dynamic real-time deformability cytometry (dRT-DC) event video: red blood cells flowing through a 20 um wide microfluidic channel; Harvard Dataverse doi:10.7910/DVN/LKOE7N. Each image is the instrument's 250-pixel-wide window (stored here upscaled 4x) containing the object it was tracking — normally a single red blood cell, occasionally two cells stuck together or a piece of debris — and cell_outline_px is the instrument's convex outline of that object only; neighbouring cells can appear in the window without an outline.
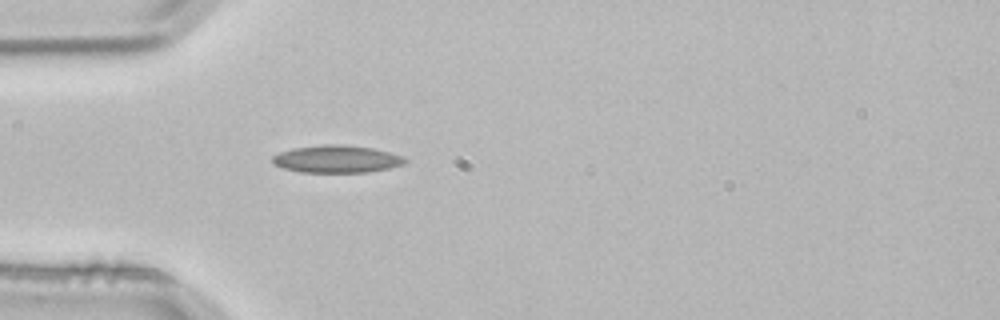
{"species": "common noctule bat (a hibernating species)", "species_latin": "Nyctalus noctula", "temperature_condition": "room temperature", "stored_images_in_passage": 1, "camera_frame_rate_fps": 3000, "um_per_image_px": 0.085, "animal": {"sex": "male", "body_mass_g": 21.5, "forearm_length_mm": 52.0}, "frame": {"image": 1, "passage_image": 1, "time_ms": 0.0, "image_size_px": [1000, 320], "cell_outline_px": [[408, 160], [404, 164], [388, 168], [368, 172], [300, 172], [284, 168], [272, 164], [272, 156], [280, 152], [292, 148], [324, 144], [344, 144], [372, 148], [404, 156]], "centroid_in_image_um": [28.61, 13.51], "position_along_channel_um": 56.4, "area_um2": 21.27}}